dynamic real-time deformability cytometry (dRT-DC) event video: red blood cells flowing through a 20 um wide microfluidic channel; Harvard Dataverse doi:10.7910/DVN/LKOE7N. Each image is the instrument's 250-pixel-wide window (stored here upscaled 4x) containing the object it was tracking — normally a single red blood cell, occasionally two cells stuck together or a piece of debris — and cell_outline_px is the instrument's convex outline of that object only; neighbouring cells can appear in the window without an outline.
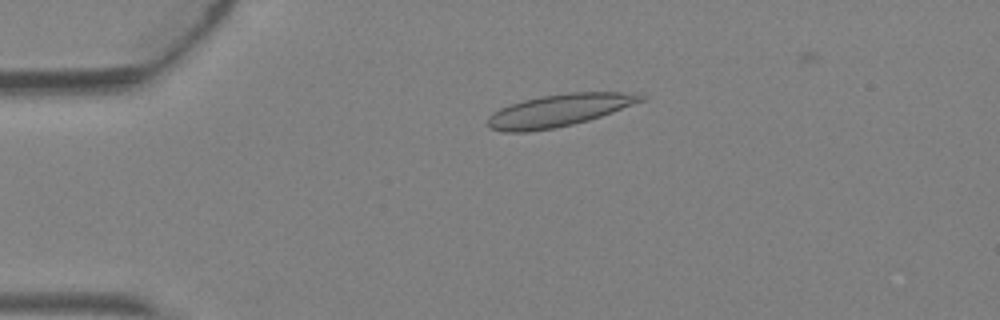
{"species": "Egyptian fruit bat (a non-hibernating species)", "species_latin": "Rousettus aegyptiacus", "temperature_condition": "warm", "stored_images_in_passage": 2, "camera_frame_rate_fps": 3000, "um_per_image_px": 0.085, "animal": {"sex": "female"}, "frame": {"image": 1, "passage_image": 1, "time_ms": 0.0, "image_size_px": [1000, 320], "cell_outline_px": [[648, 96], [644, 100], [612, 112], [588, 120], [556, 128], [528, 132], [504, 132], [492, 128], [488, 124], [488, 116], [500, 108], [524, 100], [540, 96], [568, 92], [636, 92]], "centroid_in_image_um": [47.55, 9.37], "position_along_channel_um": 37.4, "area_um2": 28.78}}
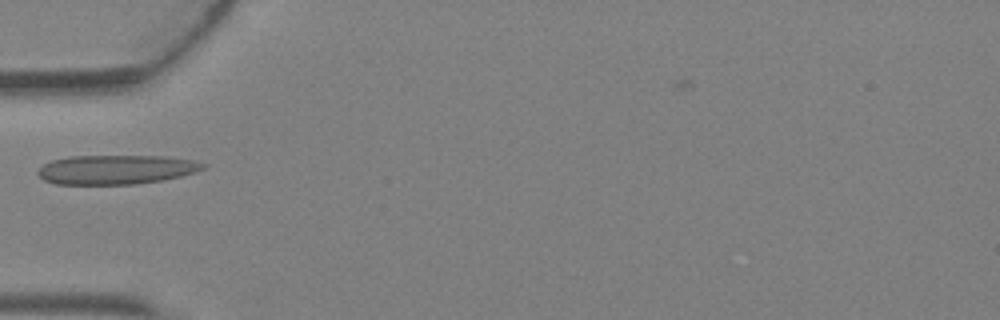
{"frame": {"image": 2, "passage_image": 2, "time_ms": 0.333, "image_size_px": [1000, 320], "cell_outline_px": [[208, 164], [204, 168], [196, 172], [180, 176], [160, 180], [132, 184], [56, 184], [44, 180], [36, 172], [44, 164], [52, 160], [68, 156], [164, 156], [192, 160]], "centroid_in_image_um": [9.86, 14.4], "position_along_channel_um": 75.1, "area_um2": 28.03}}